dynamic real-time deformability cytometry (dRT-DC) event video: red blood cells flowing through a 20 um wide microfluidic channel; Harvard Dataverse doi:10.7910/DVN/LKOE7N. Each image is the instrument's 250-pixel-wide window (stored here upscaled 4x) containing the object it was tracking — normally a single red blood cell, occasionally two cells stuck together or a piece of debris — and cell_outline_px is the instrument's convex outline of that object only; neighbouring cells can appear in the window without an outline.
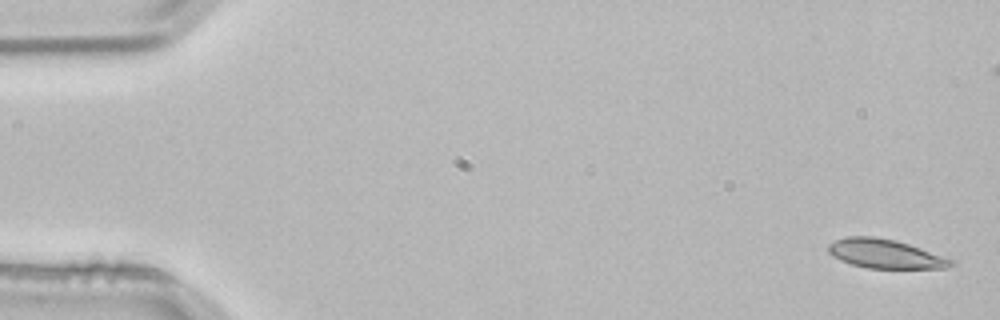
{"species": "common noctule bat (a hibernating species)", "species_latin": "Nyctalus noctula", "temperature_condition": "room temperature", "stored_images_in_passage": 4, "camera_frame_rate_fps": 3000, "um_per_image_px": 0.085, "animal": {"sex": "male", "body_mass_g": 21.5, "forearm_length_mm": 52.0}, "frame": {"image": 1, "passage_image": 1, "time_ms": 0.0, "image_size_px": [1000, 320], "cell_outline_px": [[956, 264], [948, 268], [868, 268], [852, 264], [840, 260], [832, 256], [828, 252], [828, 244], [836, 240], [848, 236], [872, 236], [896, 240], [956, 260]], "centroid_in_image_um": [75.27, 21.57], "position_along_channel_um": 9.7, "area_um2": 20.81}}